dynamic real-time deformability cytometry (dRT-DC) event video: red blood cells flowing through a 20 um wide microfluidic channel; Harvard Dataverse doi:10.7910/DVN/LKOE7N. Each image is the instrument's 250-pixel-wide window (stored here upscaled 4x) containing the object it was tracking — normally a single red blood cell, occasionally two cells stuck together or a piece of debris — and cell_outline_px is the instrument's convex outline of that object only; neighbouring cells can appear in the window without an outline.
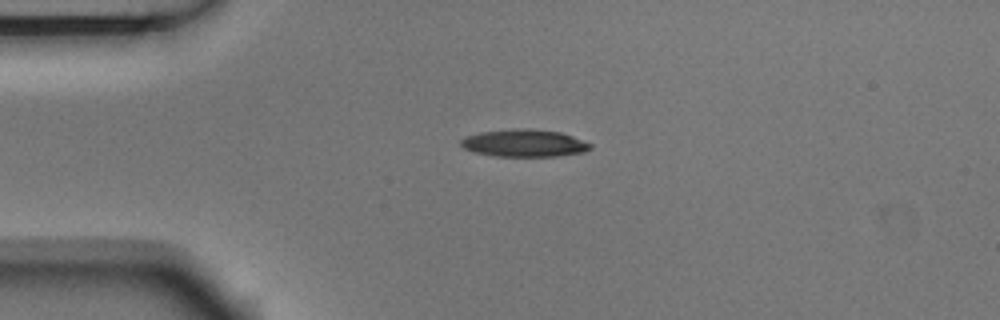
{"species": "Egyptian fruit bat (a non-hibernating species)", "species_latin": "Rousettus aegyptiacus", "temperature_condition": "room temperature", "stored_images_in_passage": 5, "camera_frame_rate_fps": 3000, "um_per_image_px": 0.085, "animal": {"sex": "male"}, "frame": {"image": 1, "passage_image": 5, "time_ms": 1.333, "image_size_px": [1000, 320], "cell_outline_px": [[592, 148], [584, 152], [560, 156], [496, 156], [476, 152], [464, 148], [460, 144], [460, 140], [464, 136], [480, 132], [560, 132], [572, 136], [592, 144]], "centroid_in_image_um": [44.59, 12.23], "position_along_channel_um": 40.4, "area_um2": 19.36}}